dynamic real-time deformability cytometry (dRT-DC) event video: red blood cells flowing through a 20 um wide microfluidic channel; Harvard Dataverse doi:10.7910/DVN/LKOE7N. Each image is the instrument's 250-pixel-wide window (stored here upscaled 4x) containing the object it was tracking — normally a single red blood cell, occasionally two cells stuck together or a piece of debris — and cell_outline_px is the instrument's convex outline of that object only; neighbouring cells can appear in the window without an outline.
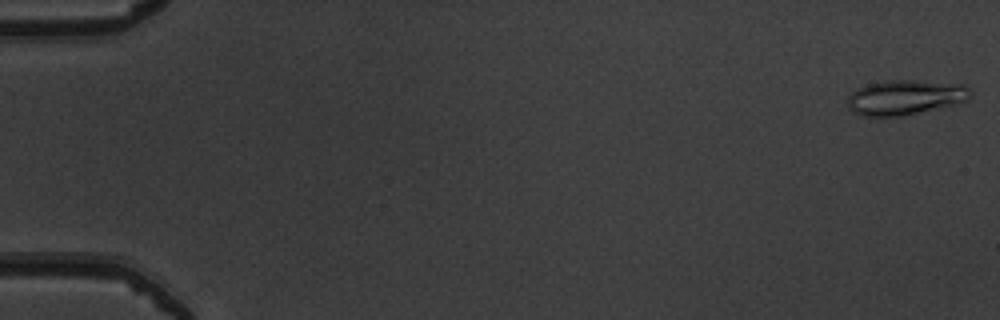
{"species": "common noctule bat (a hibernating species)", "species_latin": "Nyctalus noctula", "temperature_condition": "warm", "stored_images_in_passage": 51, "camera_frame_rate_fps": 3000, "um_per_image_px": 0.085, "animal": {"sex": "male", "body_mass_g": 19.5, "forearm_length_mm": 54.6}, "frame": {"image": 1, "passage_image": 1, "time_ms": 0.0, "image_size_px": [1000, 320], "cell_outline_px": [[972, 96], [968, 100], [952, 104], [900, 116], [860, 116], [852, 112], [848, 108], [848, 96], [856, 88], [868, 84], [888, 80], [912, 80], [964, 84], [972, 92]], "centroid_in_image_um": [76.9, 8.27], "position_along_channel_um": 8.1, "area_um2": 24.85}}
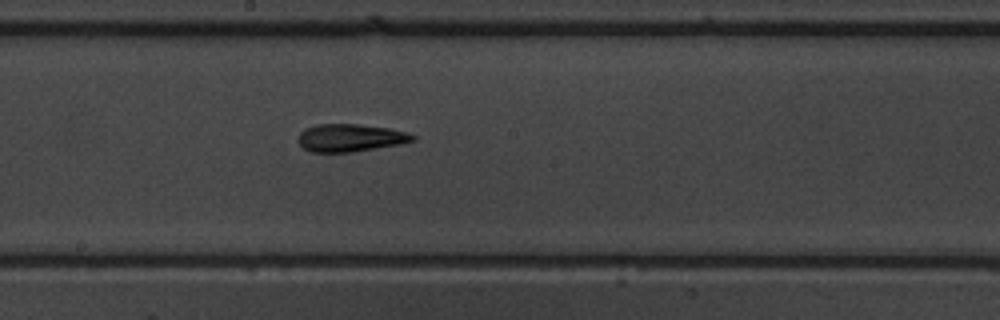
{"frame": {"image": 2, "passage_image": 29, "time_ms": 9.333, "image_size_px": [1000, 320], "cell_outline_px": [[416, 140], [400, 144], [352, 152], [312, 152], [304, 148], [296, 140], [300, 132], [304, 128], [316, 124], [356, 124], [388, 128], [408, 132], [416, 136]], "centroid_in_image_um": [29.76, 11.71], "position_along_channel_um": 218.4, "area_um2": 18.55}}
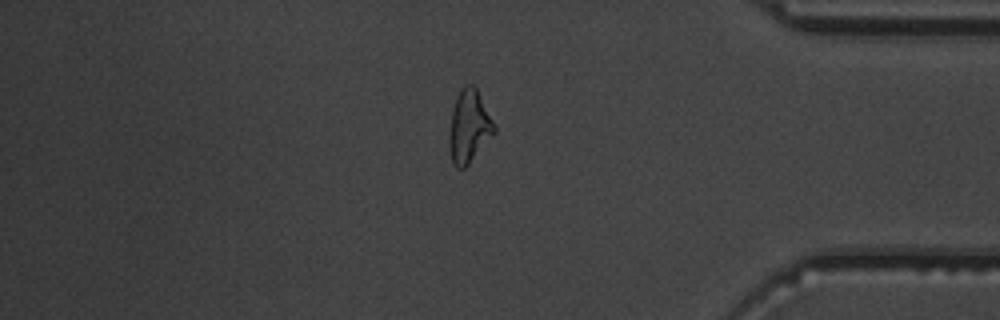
{"frame": {"image": 3, "passage_image": 44, "time_ms": 14.333, "image_size_px": [1000, 320], "cell_outline_px": [[496, 132], [468, 164], [464, 168], [456, 168], [452, 164], [448, 144], [448, 136], [452, 112], [456, 96], [464, 84], [472, 84], [476, 88], [496, 128]], "centroid_in_image_um": [39.84, 10.77], "position_along_channel_um": 395.4, "area_um2": 18.96}, "authors_computed_cell_mechanics": {"area_um2": 18.785, "velocity_mm_per_s": 4.0045, "shape_relaxation_time_tau1_ms": null, "shape_relaxation_time_tau2_ms": 2.9175, "deformation_change_tau1": null, "deformation_change_tau2": 0.1348}}